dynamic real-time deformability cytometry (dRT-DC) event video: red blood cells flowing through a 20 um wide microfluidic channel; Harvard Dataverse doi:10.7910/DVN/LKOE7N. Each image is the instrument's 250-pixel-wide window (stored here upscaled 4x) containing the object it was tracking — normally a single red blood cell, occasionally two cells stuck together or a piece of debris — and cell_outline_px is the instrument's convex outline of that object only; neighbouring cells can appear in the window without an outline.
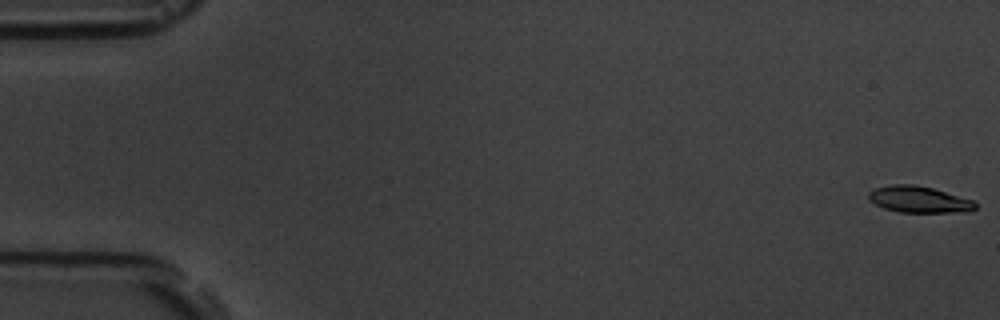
{"species": "common noctule bat (a hibernating species)", "species_latin": "Nyctalus noctula", "temperature_condition": "room temperature", "stored_images_in_passage": 10, "camera_frame_rate_fps": 3000, "um_per_image_px": 0.085, "animal": {"sex": "male", "body_mass_g": 19.5, "forearm_length_mm": 54.6}, "frame": {"image": 1, "passage_image": 1, "time_ms": 0.0, "image_size_px": [1000, 320], "cell_outline_px": [[976, 208], [972, 212], [900, 212], [884, 208], [868, 200], [868, 192], [876, 188], [892, 184], [916, 184], [932, 188], [976, 200]], "centroid_in_image_um": [78.16, 16.95], "position_along_channel_um": 6.8, "area_um2": 16.65}}
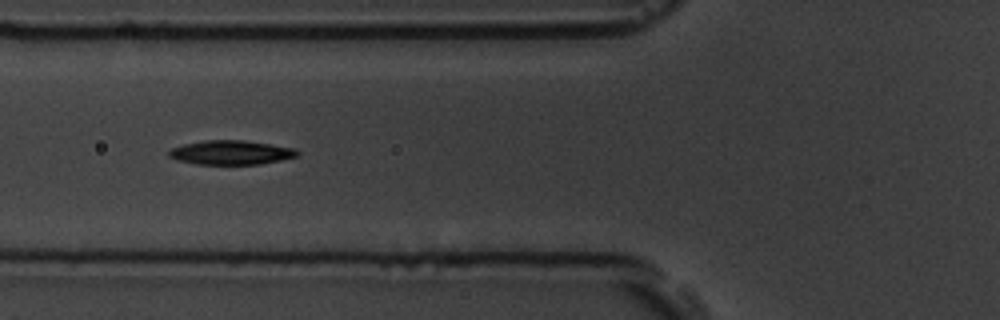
{"frame": {"image": 2, "passage_image": 7, "time_ms": 7.0, "image_size_px": [1000, 320], "cell_outline_px": [[300, 152], [296, 156], [280, 160], [260, 164], [196, 164], [176, 160], [168, 156], [168, 152], [172, 148], [184, 144], [204, 140], [244, 140], [296, 148]], "centroid_in_image_um": [19.62, 12.96], "position_along_channel_um": 106.2, "area_um2": 18.09}}
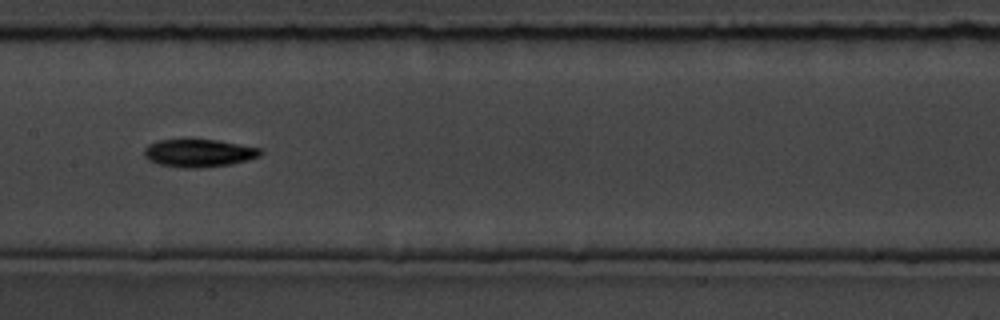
{"frame": {"image": 3, "passage_image": 9, "time_ms": 9.333, "image_size_px": [1000, 320], "cell_outline_px": [[264, 152], [260, 156], [248, 160], [232, 164], [200, 168], [184, 168], [160, 164], [148, 160], [144, 156], [144, 148], [148, 144], [160, 140], [192, 136], [220, 140], [260, 148]], "centroid_in_image_um": [16.89, 12.96], "position_along_channel_um": 190.5, "area_um2": 19.77}}